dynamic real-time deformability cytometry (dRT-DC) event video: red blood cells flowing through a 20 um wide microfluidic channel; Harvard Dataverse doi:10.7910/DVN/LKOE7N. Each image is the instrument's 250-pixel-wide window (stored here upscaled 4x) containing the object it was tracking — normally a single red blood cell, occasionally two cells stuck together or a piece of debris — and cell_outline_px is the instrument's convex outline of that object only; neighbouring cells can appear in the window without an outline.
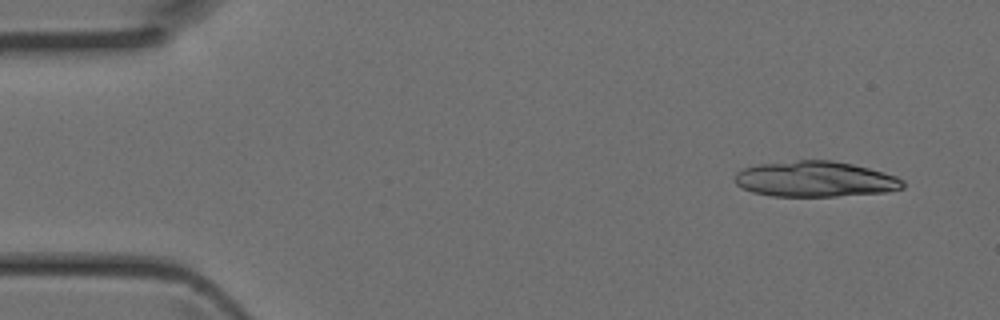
{"species": "Egyptian fruit bat (a non-hibernating species)", "species_latin": "Rousettus aegyptiacus", "temperature_condition": "room temperature", "stored_images_in_passage": 12, "camera_frame_rate_fps": 3000, "um_per_image_px": 0.085, "animal": {"sex": "female"}, "frame": {"image": 1, "passage_image": 1, "time_ms": 0.0, "image_size_px": [1000, 320], "cell_outline_px": [[904, 188], [884, 192], [836, 196], [772, 196], [752, 192], [736, 184], [736, 172], [744, 168], [760, 164], [796, 160], [832, 160], [852, 164], [868, 168], [896, 176], [904, 180]], "centroid_in_image_um": [69.3, 15.22], "position_along_channel_um": 15.7, "area_um2": 34.68}}